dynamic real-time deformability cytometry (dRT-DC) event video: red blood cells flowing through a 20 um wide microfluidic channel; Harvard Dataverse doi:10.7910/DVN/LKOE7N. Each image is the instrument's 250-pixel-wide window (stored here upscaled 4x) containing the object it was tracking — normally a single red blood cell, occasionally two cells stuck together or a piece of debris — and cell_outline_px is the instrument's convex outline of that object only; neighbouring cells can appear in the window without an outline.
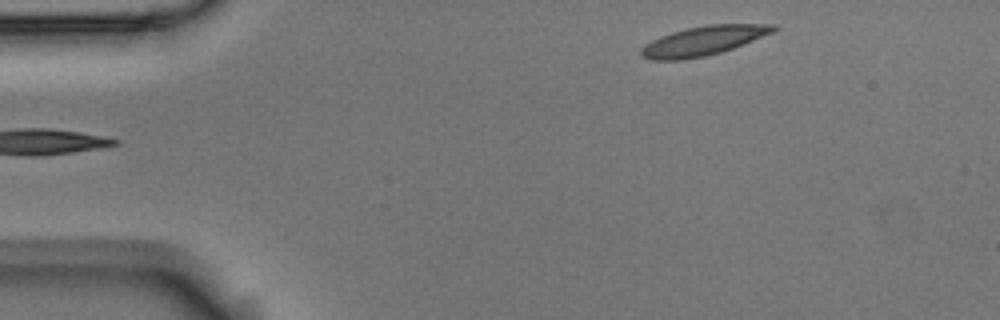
{"species": "Egyptian fruit bat (a non-hibernating species)", "species_latin": "Rousettus aegyptiacus", "temperature_condition": "room temperature", "stored_images_in_passage": 4, "camera_frame_rate_fps": 3000, "um_per_image_px": 0.085, "animal": {"sex": "male"}, "frame": {"image": 1, "passage_image": 4, "time_ms": 1.0, "image_size_px": [1000, 320], "cell_outline_px": [[780, 28], [772, 32], [732, 48], [720, 52], [704, 56], [680, 60], [652, 60], [640, 56], [640, 48], [644, 44], [660, 36], [672, 32], [688, 28], [708, 24], [776, 24]], "centroid_in_image_um": [59.74, 3.46], "position_along_channel_um": 25.3, "area_um2": 22.43}}